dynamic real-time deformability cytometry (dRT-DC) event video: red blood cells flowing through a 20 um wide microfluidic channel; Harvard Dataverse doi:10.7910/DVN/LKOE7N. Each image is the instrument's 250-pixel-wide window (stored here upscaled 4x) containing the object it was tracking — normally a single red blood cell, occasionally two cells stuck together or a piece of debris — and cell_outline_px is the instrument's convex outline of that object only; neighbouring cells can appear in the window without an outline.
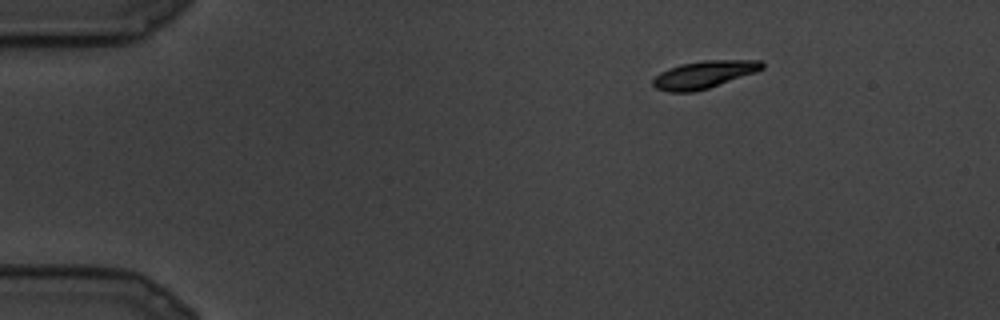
{"species": "common noctule bat (a hibernating species)", "species_latin": "Nyctalus noctula", "temperature_condition": "cold", "stored_images_in_passage": 23, "camera_frame_rate_fps": 3000, "um_per_image_px": 0.085, "animal": {"sex": "male", "body_mass_g": 19.5, "forearm_length_mm": 54.6}, "frame": {"image": 1, "passage_image": 1, "time_ms": 0.0, "image_size_px": [1000, 320], "cell_outline_px": [[764, 68], [756, 72], [696, 92], [668, 92], [656, 88], [652, 84], [652, 80], [660, 72], [668, 68], [680, 64], [704, 60], [760, 60], [764, 64]], "centroid_in_image_um": [59.82, 6.34], "position_along_channel_um": 25.2, "area_um2": 17.51}}
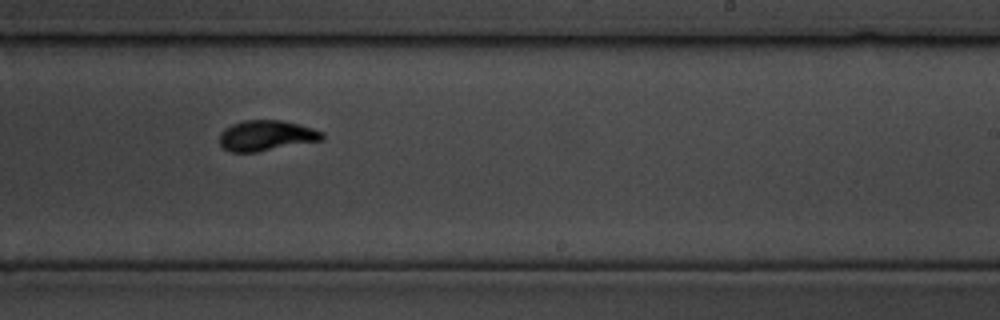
{"frame": {"image": 2, "passage_image": 14, "time_ms": 4.333, "image_size_px": [1000, 320], "cell_outline_px": [[324, 140], [256, 152], [232, 152], [224, 148], [220, 144], [220, 132], [224, 128], [232, 124], [244, 120], [280, 120], [312, 128], [324, 132]], "centroid_in_image_um": [22.64, 11.53], "position_along_channel_um": 266.4, "area_um2": 18.21}}
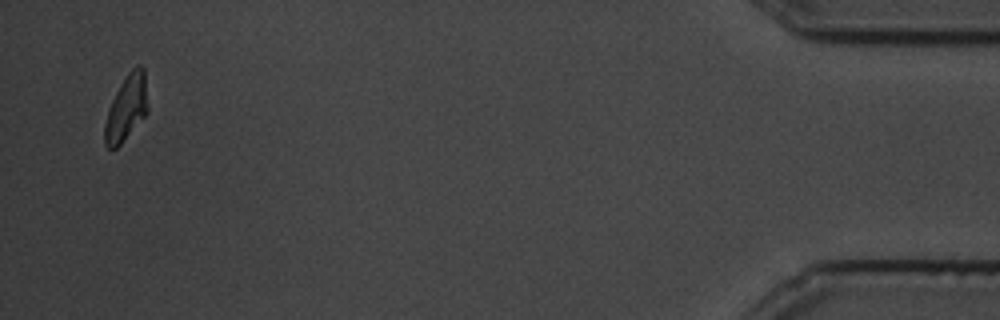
{"frame": {"image": 3, "passage_image": 23, "time_ms": 7.333, "image_size_px": [1000, 320], "cell_outline_px": [[148, 112], [120, 144], [116, 148], [108, 148], [104, 144], [104, 124], [112, 100], [120, 84], [128, 72], [136, 64], [140, 64], [144, 68], [148, 108]], "centroid_in_image_um": [10.75, 9.15], "position_along_channel_um": 424.5, "area_um2": 16.36}}